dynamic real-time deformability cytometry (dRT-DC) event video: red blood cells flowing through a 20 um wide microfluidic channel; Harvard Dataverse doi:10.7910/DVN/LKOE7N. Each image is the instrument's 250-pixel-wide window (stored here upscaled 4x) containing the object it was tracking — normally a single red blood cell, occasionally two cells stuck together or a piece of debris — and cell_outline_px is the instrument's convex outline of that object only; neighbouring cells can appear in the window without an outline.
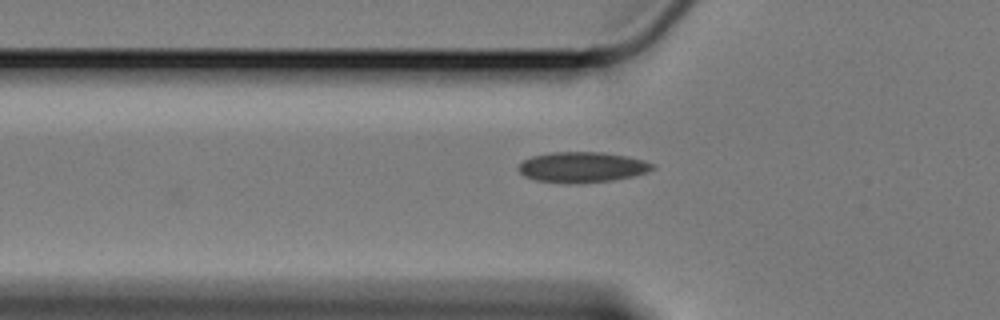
{"species": "Egyptian fruit bat (a non-hibernating species)", "species_latin": "Rousettus aegyptiacus", "temperature_condition": "cold", "stored_images_in_passage": 22, "camera_frame_rate_fps": 3000, "um_per_image_px": 0.085, "animal": {"sex": "female"}, "frame": {"image": 1, "passage_image": 4, "time_ms": 1.0, "image_size_px": [1000, 320], "cell_outline_px": [[656, 168], [636, 176], [612, 180], [580, 184], [564, 184], [536, 180], [524, 176], [516, 168], [524, 160], [532, 156], [552, 152], [600, 152], [624, 156], [640, 160], [652, 164]], "centroid_in_image_um": [49.44, 14.23], "position_along_channel_um": 76.4, "area_um2": 23.87}}
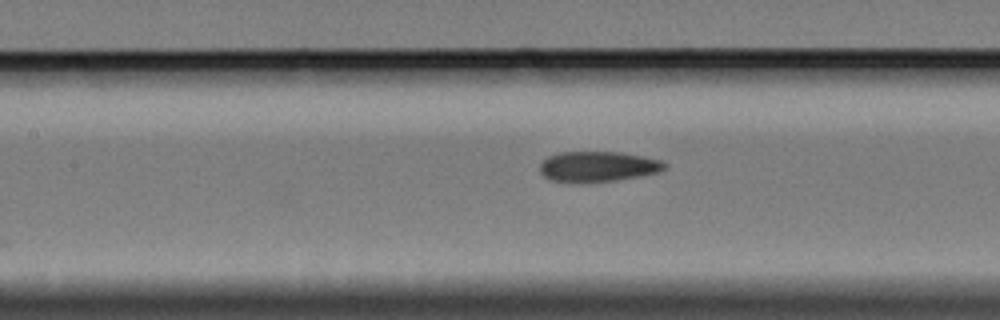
{"frame": {"image": 2, "passage_image": 11, "time_ms": 3.333, "image_size_px": [1000, 320], "cell_outline_px": [[668, 168], [660, 172], [640, 176], [616, 180], [580, 184], [572, 184], [548, 180], [540, 172], [540, 164], [548, 156], [560, 152], [620, 152], [660, 160], [668, 164]], "centroid_in_image_um": [50.8, 14.19], "position_along_channel_um": 156.6, "area_um2": 22.6}}
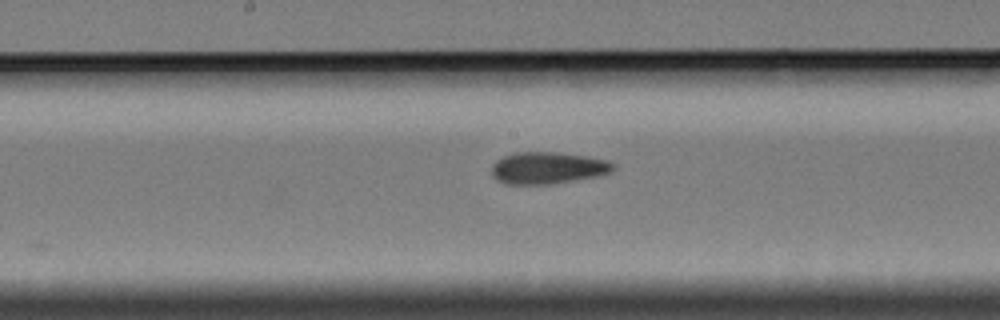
{"frame": {"image": 3, "passage_image": 15, "time_ms": 4.667, "image_size_px": [1000, 320], "cell_outline_px": [[616, 168], [600, 176], [548, 184], [504, 184], [496, 180], [492, 176], [492, 164], [496, 160], [504, 156], [516, 152], [556, 152], [584, 156], [608, 160], [616, 164]], "centroid_in_image_um": [46.55, 14.27], "position_along_channel_um": 201.7, "area_um2": 22.66}}